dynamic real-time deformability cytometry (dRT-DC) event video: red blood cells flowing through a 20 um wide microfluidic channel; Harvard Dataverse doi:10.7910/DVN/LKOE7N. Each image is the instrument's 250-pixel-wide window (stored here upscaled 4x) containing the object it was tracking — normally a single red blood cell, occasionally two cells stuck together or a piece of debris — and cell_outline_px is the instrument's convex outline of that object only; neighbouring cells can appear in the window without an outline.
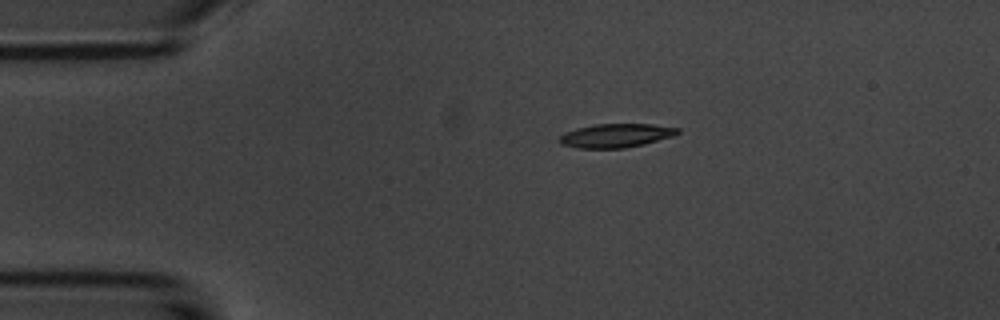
{"species": "common noctule bat (a hibernating species)", "species_latin": "Nyctalus noctula", "temperature_condition": "room temperature", "stored_images_in_passage": 3, "camera_frame_rate_fps": 3000, "um_per_image_px": 0.085, "animal": {"sex": "male", "body_mass_g": 20.1, "forearm_length_mm": 53.5}, "frame": {"image": 1, "passage_image": 1, "time_ms": 0.0, "image_size_px": [1000, 320], "cell_outline_px": [[680, 132], [676, 136], [644, 144], [624, 148], [580, 148], [560, 144], [556, 140], [564, 132], [576, 128], [596, 124], [652, 124], [680, 128]], "centroid_in_image_um": [52.36, 11.52], "position_along_channel_um": 32.6, "area_um2": 16.59}}
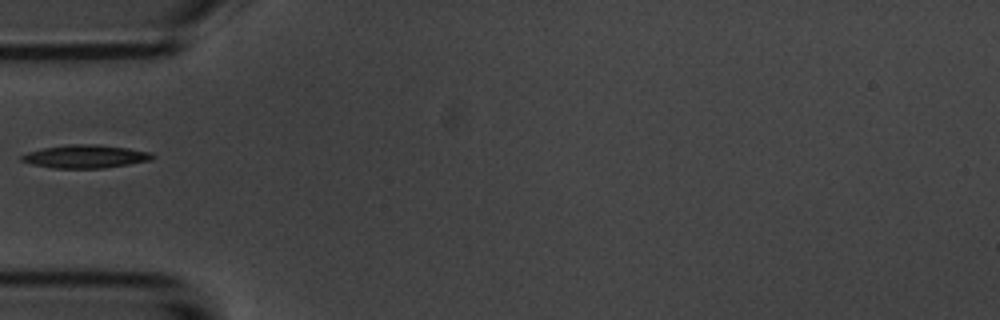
{"frame": {"image": 2, "passage_image": 3, "time_ms": 2.333, "image_size_px": [1000, 320], "cell_outline_px": [[156, 156], [152, 160], [104, 168], [52, 168], [32, 164], [20, 160], [20, 156], [28, 152], [44, 148], [72, 144], [92, 144], [128, 148], [152, 152]], "centroid_in_image_um": [7.29, 13.3], "position_along_channel_um": 77.7, "area_um2": 17.57}}